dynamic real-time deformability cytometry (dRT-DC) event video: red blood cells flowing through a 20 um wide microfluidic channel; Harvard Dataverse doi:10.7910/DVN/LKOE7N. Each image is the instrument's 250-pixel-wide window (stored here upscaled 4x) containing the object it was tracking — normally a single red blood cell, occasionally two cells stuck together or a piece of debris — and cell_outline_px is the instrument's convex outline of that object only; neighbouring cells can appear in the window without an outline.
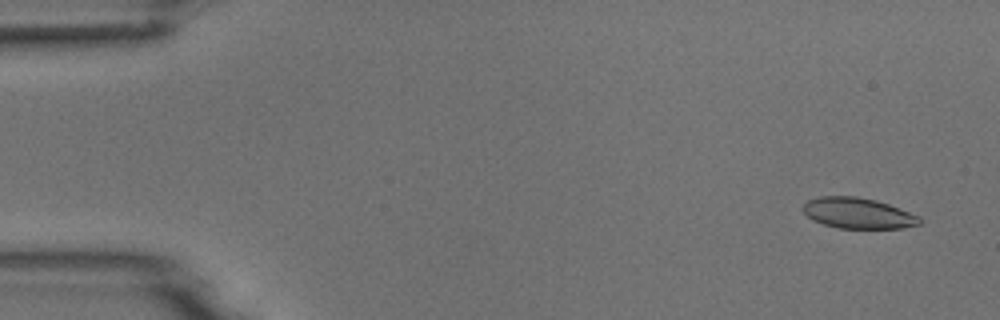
{"species": "common noctule bat (a hibernating species)", "species_latin": "Nyctalus noctula", "temperature_condition": "room temperature", "stored_images_in_passage": 4, "camera_frame_rate_fps": 3000, "um_per_image_px": 0.085, "animal": {"sex": "male", "body_mass_g": 18.8}, "frame": {"image": 1, "passage_image": 1, "time_ms": 0.0, "image_size_px": [1000, 320], "cell_outline_px": [[924, 220], [920, 224], [904, 228], [840, 228], [824, 224], [812, 220], [804, 212], [804, 204], [808, 200], [820, 196], [856, 196], [876, 200], [888, 204], [920, 216]], "centroid_in_image_um": [72.97, 18.12], "position_along_channel_um": 12.0, "area_um2": 20.87}}
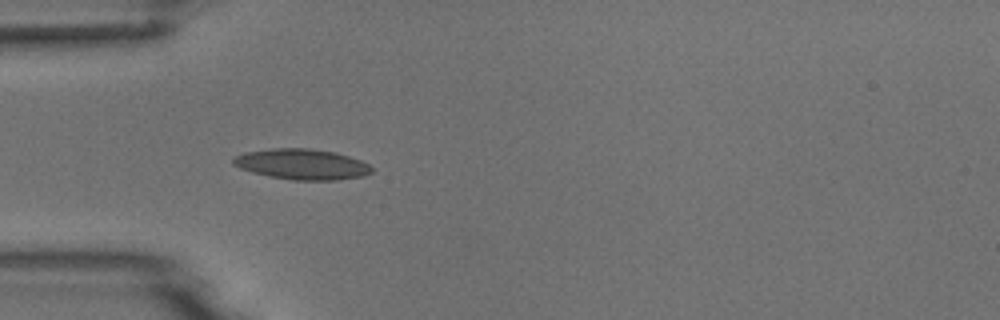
{"frame": {"image": 2, "passage_image": 4, "time_ms": 4.333, "image_size_px": [1000, 320], "cell_outline_px": [[372, 172], [364, 176], [340, 180], [292, 180], [268, 176], [252, 172], [240, 168], [232, 164], [232, 160], [236, 156], [244, 152], [272, 148], [308, 148], [336, 152], [360, 160], [368, 164], [372, 168]], "centroid_in_image_um": [25.66, 13.96], "position_along_channel_um": 59.3, "area_um2": 24.8}}